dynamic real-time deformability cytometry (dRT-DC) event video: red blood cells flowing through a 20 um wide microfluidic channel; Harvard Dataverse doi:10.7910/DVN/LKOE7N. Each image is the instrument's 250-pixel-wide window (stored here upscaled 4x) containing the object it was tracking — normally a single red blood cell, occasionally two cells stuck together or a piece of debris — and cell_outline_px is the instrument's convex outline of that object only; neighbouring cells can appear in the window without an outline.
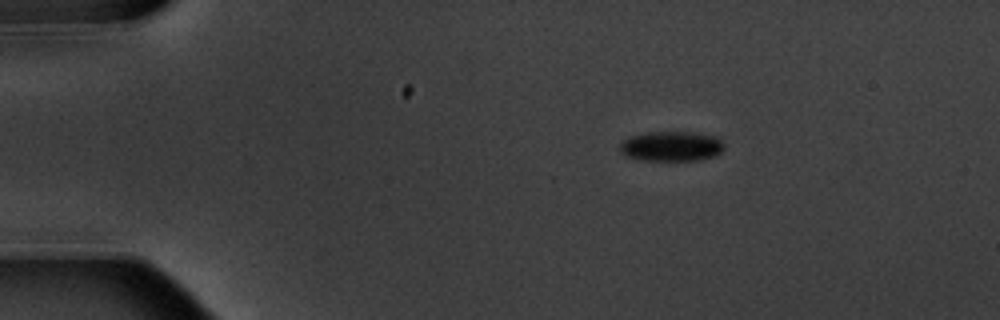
{"species": "common noctule bat (a hibernating species)", "species_latin": "Nyctalus noctula", "temperature_condition": "warm", "stored_images_in_passage": 5, "camera_frame_rate_fps": 3000, "um_per_image_px": 0.085, "animal": {"sex": "male", "body_mass_g": 20.1, "forearm_length_mm": 53.5}, "frame": {"image": 1, "passage_image": 3, "time_ms": 2.333, "image_size_px": [1000, 320], "cell_outline_px": [[724, 148], [716, 156], [700, 160], [644, 160], [628, 156], [620, 152], [620, 144], [624, 140], [632, 136], [648, 132], [692, 132], [716, 136], [724, 144]], "centroid_in_image_um": [57.11, 12.43], "position_along_channel_um": 27.9, "area_um2": 18.09}}